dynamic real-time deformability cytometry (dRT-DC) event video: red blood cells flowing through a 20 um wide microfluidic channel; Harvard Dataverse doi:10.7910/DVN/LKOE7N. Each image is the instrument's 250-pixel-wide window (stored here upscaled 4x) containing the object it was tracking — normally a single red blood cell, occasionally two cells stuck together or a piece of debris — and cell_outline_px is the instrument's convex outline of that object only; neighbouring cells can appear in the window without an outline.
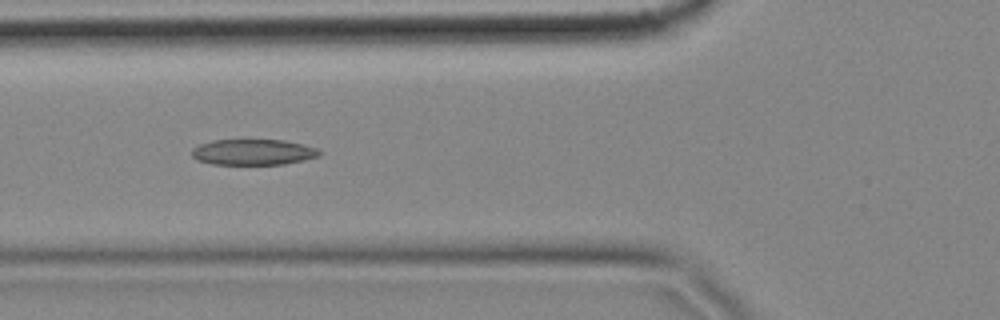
{"species": "common noctule bat (a hibernating species)", "species_latin": "Nyctalus noctula", "temperature_condition": "cold", "stored_images_in_passage": 56, "camera_frame_rate_fps": 3000, "um_per_image_px": 0.085, "animal": {"sex": "female", "body_mass_g": 18.4}, "frame": {"image": 1, "passage_image": 19, "time_ms": 6.0, "image_size_px": [1000, 320], "cell_outline_px": [[324, 152], [320, 156], [304, 160], [284, 164], [212, 164], [196, 160], [192, 156], [192, 148], [200, 144], [212, 140], [284, 140], [304, 144], [316, 148]], "centroid_in_image_um": [21.54, 12.93], "position_along_channel_um": 104.3, "area_um2": 19.31}}
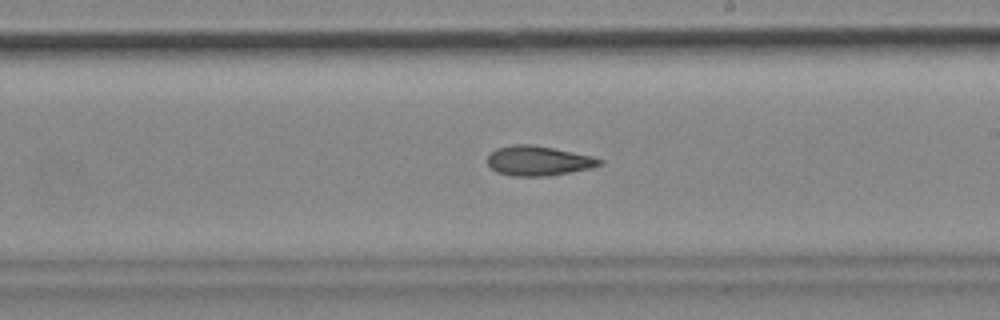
{"frame": {"image": 2, "passage_image": 31, "time_ms": 10.0, "image_size_px": [1000, 320], "cell_outline_px": [[604, 164], [592, 168], [572, 172], [548, 176], [512, 176], [496, 172], [488, 164], [488, 156], [496, 148], [512, 144], [532, 144], [592, 156], [604, 160]], "centroid_in_image_um": [45.78, 13.67], "position_along_channel_um": 243.2, "area_um2": 19.54}}
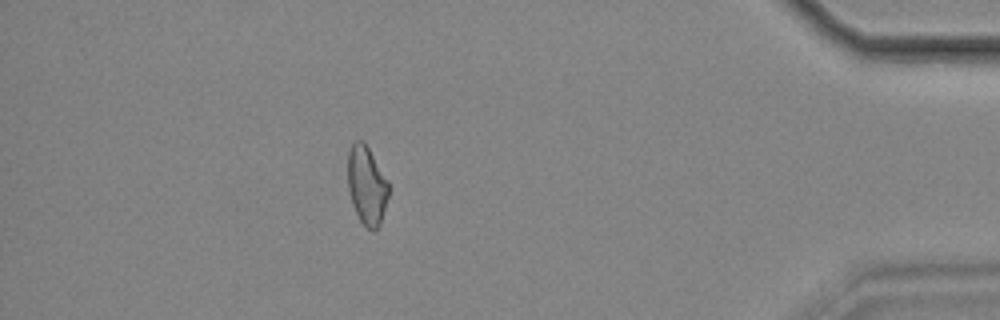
{"frame": {"image": 3, "passage_image": 49, "time_ms": 16.0, "image_size_px": [1000, 320], "cell_outline_px": [[388, 196], [380, 224], [372, 232], [360, 220], [352, 204], [348, 188], [348, 152], [352, 144], [356, 140], [364, 140], [388, 180]], "centroid_in_image_um": [31.17, 15.72], "position_along_channel_um": 404.0, "area_um2": 18.61}, "authors_computed_cell_mechanics": {"area_um2": 19.8832, "velocity_mm_per_s": 3.481, "shape_relaxation_time_tau1_ms": null, "shape_relaxation_time_tau2_ms": 5.066, "deformation_change_tau1": null, "deformation_change_tau2": 0.1138}}